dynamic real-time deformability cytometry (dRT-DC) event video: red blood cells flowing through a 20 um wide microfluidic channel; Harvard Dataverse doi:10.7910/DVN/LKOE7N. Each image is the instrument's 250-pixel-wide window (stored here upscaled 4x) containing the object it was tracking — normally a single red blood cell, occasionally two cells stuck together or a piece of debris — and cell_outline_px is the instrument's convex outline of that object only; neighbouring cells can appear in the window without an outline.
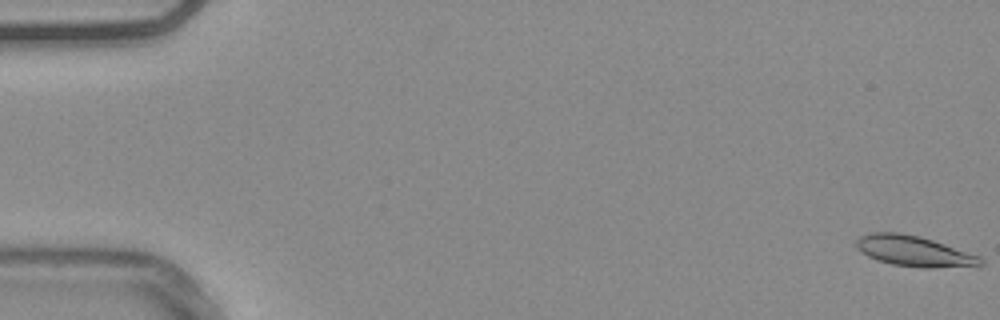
{"species": "common noctule bat (a hibernating species)", "species_latin": "Nyctalus noctula", "temperature_condition": "warm", "stored_images_in_passage": 12, "camera_frame_rate_fps": 3000, "um_per_image_px": 0.085, "animal": {"sex": "male", "body_mass_g": 20.4}, "frame": {"image": 1, "passage_image": 1, "time_ms": 0.0, "image_size_px": [1000, 320], "cell_outline_px": [[984, 264], [932, 268], [920, 268], [892, 264], [876, 260], [860, 252], [856, 248], [856, 240], [860, 236], [868, 232], [900, 232], [920, 236], [980, 256], [984, 260]], "centroid_in_image_um": [77.63, 21.33], "position_along_channel_um": 7.4, "area_um2": 22.14}}